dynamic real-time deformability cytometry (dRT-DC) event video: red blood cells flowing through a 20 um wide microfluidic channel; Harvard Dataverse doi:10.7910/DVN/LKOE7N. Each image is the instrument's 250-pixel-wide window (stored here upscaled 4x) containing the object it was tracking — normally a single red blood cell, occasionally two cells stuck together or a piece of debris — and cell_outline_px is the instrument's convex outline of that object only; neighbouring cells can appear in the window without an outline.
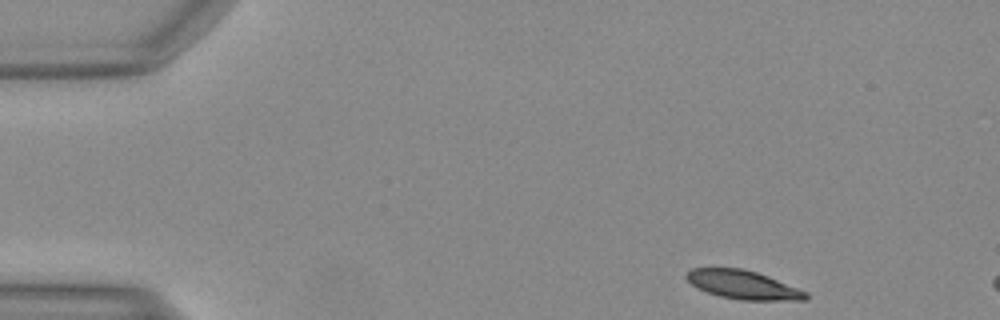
{"species": "Egyptian fruit bat (a non-hibernating species)", "species_latin": "Rousettus aegyptiacus", "temperature_condition": "warm", "stored_images_in_passage": 7, "camera_frame_rate_fps": 3000, "um_per_image_px": 0.085, "animal": {"sex": "female"}, "frame": {"image": 1, "passage_image": 1, "time_ms": 0.0, "image_size_px": [1000, 320], "cell_outline_px": [[808, 300], [740, 300], [720, 296], [708, 292], [692, 284], [684, 276], [692, 268], [744, 268], [768, 276], [808, 292]], "centroid_in_image_um": [63.19, 24.2], "position_along_channel_um": 21.8, "area_um2": 19.77}}